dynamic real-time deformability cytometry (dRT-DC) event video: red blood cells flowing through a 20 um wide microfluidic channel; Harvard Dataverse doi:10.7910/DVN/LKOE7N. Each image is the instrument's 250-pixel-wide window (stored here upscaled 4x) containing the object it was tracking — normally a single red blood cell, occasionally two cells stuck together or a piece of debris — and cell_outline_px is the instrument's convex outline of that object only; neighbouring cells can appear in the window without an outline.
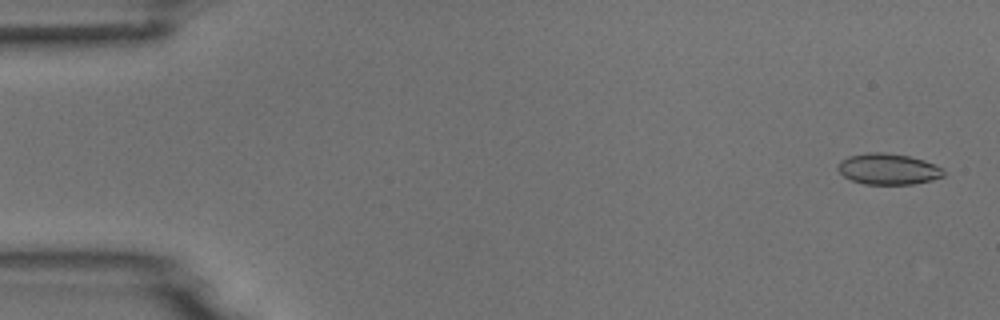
{"species": "common noctule bat (a hibernating species)", "species_latin": "Nyctalus noctula", "temperature_condition": "room temperature", "stored_images_in_passage": 6, "camera_frame_rate_fps": 3000, "um_per_image_px": 0.085, "animal": {"sex": "male", "body_mass_g": 18.8}, "frame": {"image": 1, "passage_image": 1, "time_ms": 0.0, "image_size_px": [1000, 320], "cell_outline_px": [[944, 176], [932, 180], [912, 184], [864, 184], [852, 180], [844, 176], [836, 168], [836, 164], [840, 160], [848, 156], [868, 152], [884, 152], [908, 156], [924, 160], [944, 168]], "centroid_in_image_um": [75.48, 14.36], "position_along_channel_um": 9.5, "area_um2": 19.25}}